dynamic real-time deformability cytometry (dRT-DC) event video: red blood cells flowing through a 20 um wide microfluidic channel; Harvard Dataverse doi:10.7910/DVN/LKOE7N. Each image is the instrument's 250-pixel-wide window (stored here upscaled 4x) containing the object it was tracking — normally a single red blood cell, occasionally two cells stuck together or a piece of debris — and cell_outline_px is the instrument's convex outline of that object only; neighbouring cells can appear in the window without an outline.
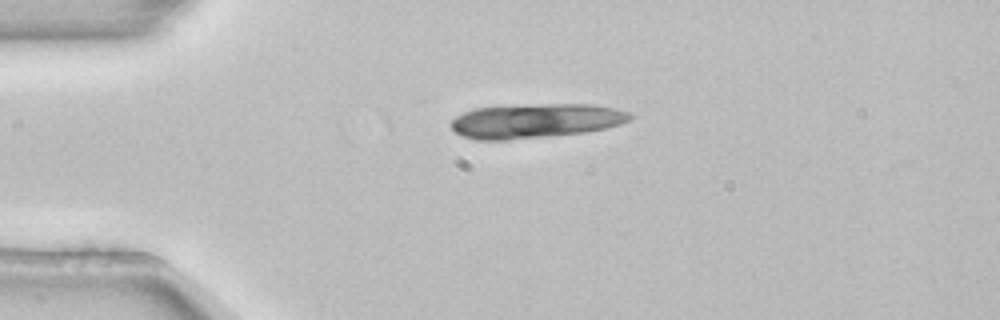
{"species": "common noctule bat (a hibernating species)", "species_latin": "Nyctalus noctula", "temperature_condition": "room temperature", "stored_images_in_passage": 2, "camera_frame_rate_fps": 3000, "um_per_image_px": 0.085, "animal": {"sex": "female", "body_mass_g": 22.7, "forearm_length_mm": 54.2}, "frame": {"image": 1, "passage_image": 1, "time_ms": 0.0, "image_size_px": [1000, 320], "cell_outline_px": [[636, 116], [632, 120], [620, 124], [604, 128], [584, 132], [504, 140], [476, 140], [460, 136], [452, 128], [452, 120], [456, 116], [464, 112], [476, 108], [544, 104], [592, 104], [616, 108], [628, 112]], "centroid_in_image_um": [45.56, 10.27], "position_along_channel_um": 39.4, "area_um2": 35.66}}